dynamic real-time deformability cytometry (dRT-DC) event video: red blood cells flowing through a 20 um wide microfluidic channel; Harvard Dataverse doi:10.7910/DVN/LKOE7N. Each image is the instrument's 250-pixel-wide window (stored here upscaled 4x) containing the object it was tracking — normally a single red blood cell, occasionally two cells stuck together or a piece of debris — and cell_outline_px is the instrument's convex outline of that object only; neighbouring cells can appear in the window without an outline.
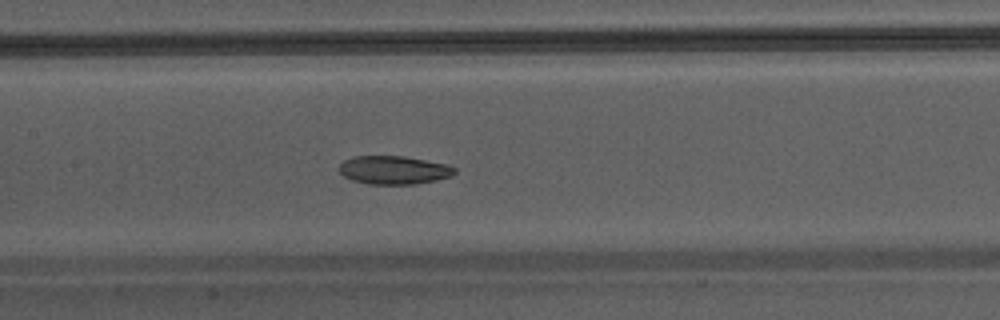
{"species": "Egyptian fruit bat (a non-hibernating species)", "species_latin": "Rousettus aegyptiacus", "temperature_condition": "warm", "stored_images_in_passage": 26, "camera_frame_rate_fps": 3000, "um_per_image_px": 0.085, "animal": {"sex": "male"}, "frame": {"image": 1, "passage_image": 12, "time_ms": 3.667, "image_size_px": [1000, 320], "cell_outline_px": [[456, 172], [452, 176], [436, 180], [416, 184], [368, 184], [352, 180], [344, 176], [340, 172], [340, 164], [344, 160], [356, 156], [404, 156], [448, 164], [456, 168]], "centroid_in_image_um": [33.51, 14.45], "position_along_channel_um": 173.9, "area_um2": 19.13}}
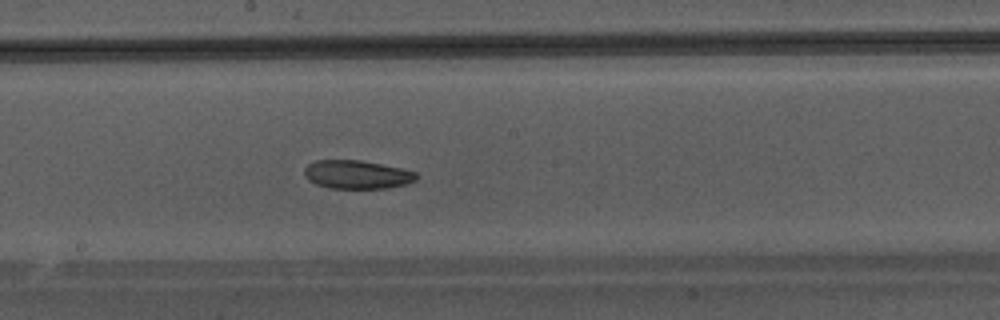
{"frame": {"image": 2, "passage_image": 15, "time_ms": 4.667, "image_size_px": [1000, 320], "cell_outline_px": [[416, 180], [404, 184], [388, 188], [328, 188], [316, 184], [308, 180], [304, 176], [304, 168], [308, 164], [316, 160], [360, 160], [400, 168], [416, 172]], "centroid_in_image_um": [30.29, 14.83], "position_along_channel_um": 217.9, "area_um2": 18.5}}